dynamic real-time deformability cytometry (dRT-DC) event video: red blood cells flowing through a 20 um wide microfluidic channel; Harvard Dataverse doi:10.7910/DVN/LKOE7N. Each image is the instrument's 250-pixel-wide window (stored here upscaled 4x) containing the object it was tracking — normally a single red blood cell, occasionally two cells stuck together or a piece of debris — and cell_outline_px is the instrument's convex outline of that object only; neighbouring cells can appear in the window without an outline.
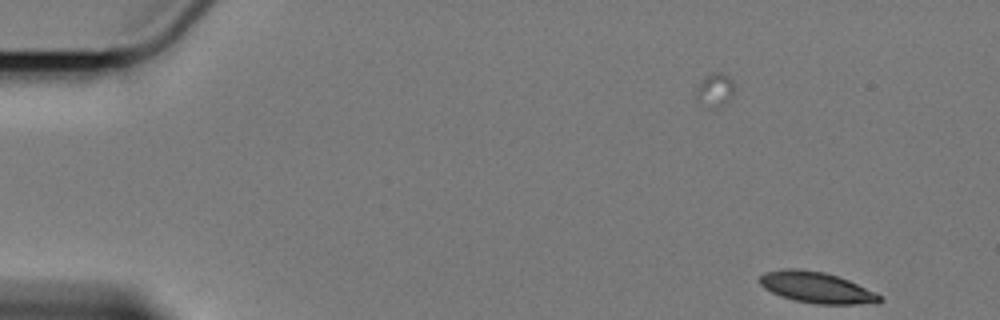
{"species": "Egyptian fruit bat (a non-hibernating species)", "species_latin": "Rousettus aegyptiacus", "temperature_condition": "cold", "stored_images_in_passage": 3, "camera_frame_rate_fps": 3000, "um_per_image_px": 0.085, "animal": {"sex": "female"}, "frame": {"image": 1, "passage_image": 3, "time_ms": 0.667, "image_size_px": [1000, 320], "cell_outline_px": [[884, 300], [876, 304], [816, 304], [792, 300], [780, 296], [764, 288], [760, 284], [760, 276], [764, 272], [784, 268], [800, 268], [824, 272], [848, 280], [876, 292], [884, 296]], "centroid_in_image_um": [69.44, 24.44], "position_along_channel_um": 15.6, "area_um2": 22.02}}